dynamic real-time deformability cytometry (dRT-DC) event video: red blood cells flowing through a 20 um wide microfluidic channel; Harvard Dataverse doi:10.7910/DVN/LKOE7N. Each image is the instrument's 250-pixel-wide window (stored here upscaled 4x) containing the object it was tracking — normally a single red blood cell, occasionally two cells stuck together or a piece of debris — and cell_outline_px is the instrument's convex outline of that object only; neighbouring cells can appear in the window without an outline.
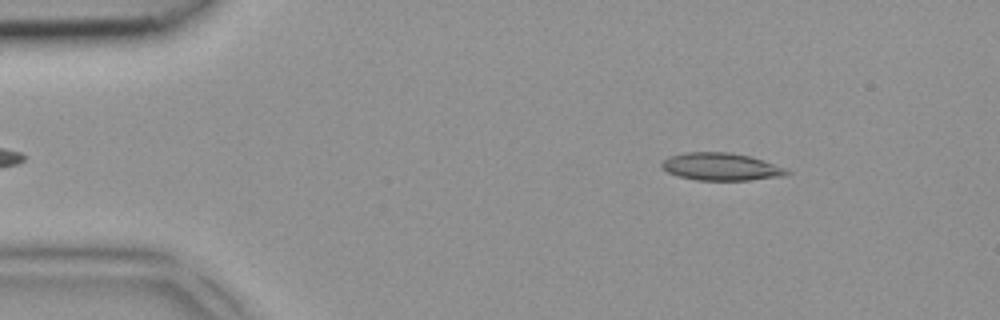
{"species": "common noctule bat (a hibernating species)", "species_latin": "Nyctalus noctula", "temperature_condition": "room temperature", "stored_images_in_passage": 4, "segment_of_instrument_passage": [1, 2], "camera_frame_rate_fps": 3000, "um_per_image_px": 0.085, "animal": {"sex": "female", "body_mass_g": 18.4}, "frame": {"image": 1, "passage_image": 1, "time_ms": 0.0, "image_size_px": [1000, 320], "cell_outline_px": [[792, 172], [788, 176], [748, 180], [696, 180], [680, 176], [668, 172], [660, 164], [668, 156], [684, 152], [728, 152], [748, 156], [764, 160], [784, 168]], "centroid_in_image_um": [61.31, 14.17], "position_along_channel_um": 23.7, "area_um2": 20.06}}